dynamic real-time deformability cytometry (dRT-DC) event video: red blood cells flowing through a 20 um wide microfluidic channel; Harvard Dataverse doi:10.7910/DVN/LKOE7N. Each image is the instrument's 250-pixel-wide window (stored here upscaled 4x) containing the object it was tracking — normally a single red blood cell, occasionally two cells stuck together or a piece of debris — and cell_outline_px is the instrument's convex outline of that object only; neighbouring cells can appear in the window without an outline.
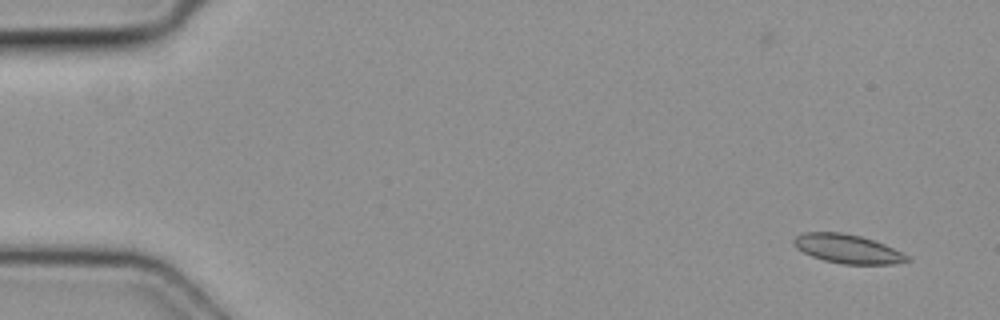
{"species": "common noctule bat (a hibernating species)", "species_latin": "Nyctalus noctula", "temperature_condition": "cold", "stored_images_in_passage": 6, "segment_of_instrument_passage": [1, 2], "camera_frame_rate_fps": 3000, "um_per_image_px": 0.085, "animal": {"sex": "female", "body_mass_g": 19.3, "forearm_length_mm": 54.1}, "frame": {"image": 1, "passage_image": 2, "time_ms": 0.333, "image_size_px": [1000, 320], "cell_outline_px": [[912, 260], [896, 264], [840, 264], [824, 260], [812, 256], [796, 248], [792, 244], [792, 240], [796, 236], [804, 232], [840, 232], [860, 236], [884, 244], [908, 256]], "centroid_in_image_um": [72.01, 21.15], "position_along_channel_um": 13.0, "area_um2": 19.02}}